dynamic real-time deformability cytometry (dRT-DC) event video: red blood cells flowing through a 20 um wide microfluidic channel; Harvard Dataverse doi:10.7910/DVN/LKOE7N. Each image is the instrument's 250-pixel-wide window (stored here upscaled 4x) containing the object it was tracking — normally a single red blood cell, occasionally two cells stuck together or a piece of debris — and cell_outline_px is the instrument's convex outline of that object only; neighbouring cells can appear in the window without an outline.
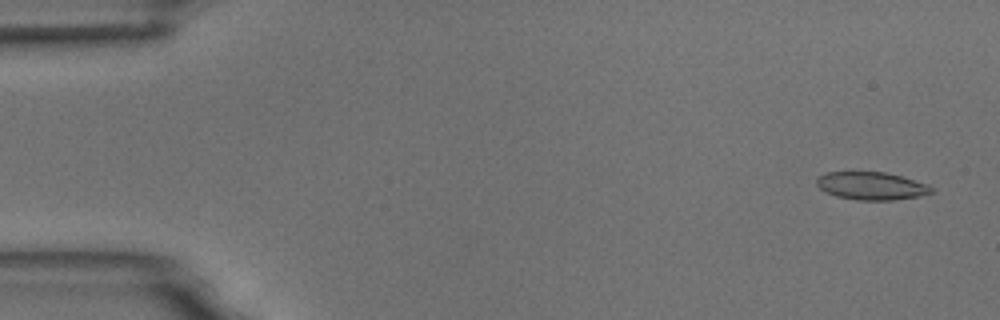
{"species": "common noctule bat (a hibernating species)", "species_latin": "Nyctalus noctula", "temperature_condition": "room temperature", "stored_images_in_passage": 6, "camera_frame_rate_fps": 3000, "um_per_image_px": 0.085, "animal": {"sex": "male", "body_mass_g": 18.8}, "frame": {"image": 1, "passage_image": 1, "time_ms": 0.0, "image_size_px": [1000, 320], "cell_outline_px": [[936, 192], [920, 196], [892, 200], [856, 200], [836, 196], [820, 188], [816, 184], [816, 180], [820, 176], [828, 172], [884, 172], [900, 176], [928, 184], [936, 188]], "centroid_in_image_um": [74.14, 15.81], "position_along_channel_um": 10.9, "area_um2": 18.61}}
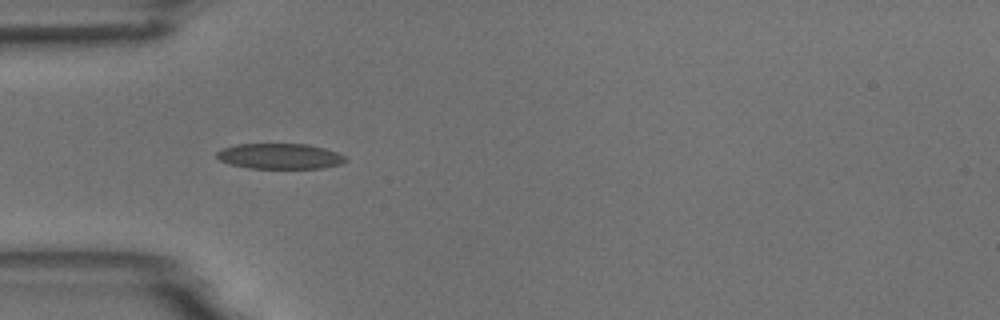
{"frame": {"image": 2, "passage_image": 5, "time_ms": 4.667, "image_size_px": [1000, 320], "cell_outline_px": [[348, 160], [344, 164], [324, 168], [248, 168], [232, 164], [220, 160], [216, 156], [216, 152], [224, 148], [236, 144], [308, 144], [324, 148], [336, 152], [344, 156]], "centroid_in_image_um": [23.83, 13.28], "position_along_channel_um": 61.2, "area_um2": 19.13}}